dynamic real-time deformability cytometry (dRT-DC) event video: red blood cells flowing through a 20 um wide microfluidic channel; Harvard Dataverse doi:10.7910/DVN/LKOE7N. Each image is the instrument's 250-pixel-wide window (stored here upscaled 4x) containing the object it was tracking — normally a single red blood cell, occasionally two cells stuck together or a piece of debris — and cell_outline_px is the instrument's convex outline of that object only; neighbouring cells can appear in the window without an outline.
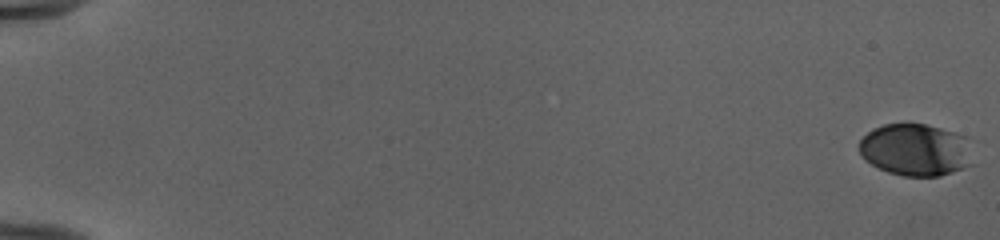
{"species": "human", "species_latin": "Homo sapiens", "temperature_condition": "cold", "stored_images_in_passage": 54, "camera_frame_rate_fps": 3000, "um_per_image_px": 0.085, "donor": {"sex": "female"}, "frame": {"image": 1, "passage_image": 1, "time_ms": 0.0, "image_size_px": [1000, 240], "cell_outline_px": [[976, 164], [940, 176], [904, 176], [888, 172], [864, 160], [860, 152], [860, 140], [872, 128], [884, 124], [908, 120], [940, 128], [968, 136]], "centroid_in_image_um": [77.89, 12.7], "position_along_channel_um": 7.1, "area_um2": 35.66}}
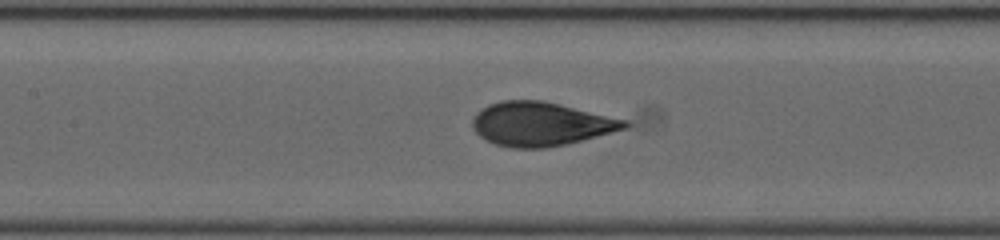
{"frame": {"image": 2, "passage_image": 28, "time_ms": 9.0, "image_size_px": [1000, 240], "cell_outline_px": [[632, 124], [628, 128], [568, 144], [544, 148], [512, 148], [496, 144], [480, 136], [472, 128], [472, 116], [476, 112], [488, 104], [500, 100], [544, 100], [628, 120]], "centroid_in_image_um": [45.98, 10.53], "position_along_channel_um": 161.4, "area_um2": 39.25}}
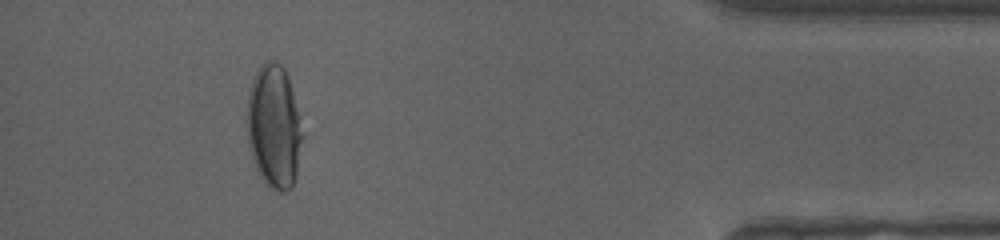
{"frame": {"image": 3, "passage_image": 50, "time_ms": 16.333, "image_size_px": [1000, 240], "cell_outline_px": [[300, 140], [296, 176], [292, 188], [284, 192], [280, 192], [268, 188], [260, 176], [252, 160], [248, 140], [248, 92], [252, 80], [260, 64], [268, 60], [272, 60], [280, 64], [284, 68], [288, 76], [292, 92], [300, 132]], "centroid_in_image_um": [23.24, 10.79], "position_along_channel_um": 412.0, "area_um2": 38.96}, "authors_computed_cell_mechanics": {"area_um2": 38.2636, "velocity_mm_per_s": 3.9937, "shape_relaxation_time_tau1_ms": 4.4484, "shape_relaxation_time_tau2_ms": null, "deformation_change_tau1": 0.1892, "deformation_change_tau2": null}}